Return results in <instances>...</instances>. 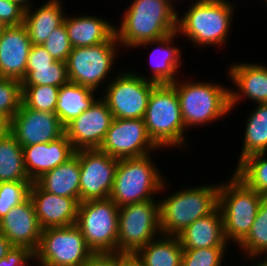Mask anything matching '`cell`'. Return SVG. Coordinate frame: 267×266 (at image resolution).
<instances>
[{
    "label": "cell",
    "mask_w": 267,
    "mask_h": 266,
    "mask_svg": "<svg viewBox=\"0 0 267 266\" xmlns=\"http://www.w3.org/2000/svg\"><path fill=\"white\" fill-rule=\"evenodd\" d=\"M118 161L99 149L79 150L80 202L109 198Z\"/></svg>",
    "instance_id": "obj_14"
},
{
    "label": "cell",
    "mask_w": 267,
    "mask_h": 266,
    "mask_svg": "<svg viewBox=\"0 0 267 266\" xmlns=\"http://www.w3.org/2000/svg\"><path fill=\"white\" fill-rule=\"evenodd\" d=\"M144 121L149 137L160 149L187 148L188 136L185 134L180 101L172 84H157L153 88Z\"/></svg>",
    "instance_id": "obj_6"
},
{
    "label": "cell",
    "mask_w": 267,
    "mask_h": 266,
    "mask_svg": "<svg viewBox=\"0 0 267 266\" xmlns=\"http://www.w3.org/2000/svg\"><path fill=\"white\" fill-rule=\"evenodd\" d=\"M161 150L149 137L144 118H113L99 150L116 159L137 158Z\"/></svg>",
    "instance_id": "obj_13"
},
{
    "label": "cell",
    "mask_w": 267,
    "mask_h": 266,
    "mask_svg": "<svg viewBox=\"0 0 267 266\" xmlns=\"http://www.w3.org/2000/svg\"><path fill=\"white\" fill-rule=\"evenodd\" d=\"M160 235L158 199L119 207L117 252L135 253Z\"/></svg>",
    "instance_id": "obj_11"
},
{
    "label": "cell",
    "mask_w": 267,
    "mask_h": 266,
    "mask_svg": "<svg viewBox=\"0 0 267 266\" xmlns=\"http://www.w3.org/2000/svg\"><path fill=\"white\" fill-rule=\"evenodd\" d=\"M112 120V112L100 96L89 109L65 126V134L76 151L99 149Z\"/></svg>",
    "instance_id": "obj_16"
},
{
    "label": "cell",
    "mask_w": 267,
    "mask_h": 266,
    "mask_svg": "<svg viewBox=\"0 0 267 266\" xmlns=\"http://www.w3.org/2000/svg\"><path fill=\"white\" fill-rule=\"evenodd\" d=\"M69 82L66 62L55 61L52 66L26 70L21 86L51 85L61 87Z\"/></svg>",
    "instance_id": "obj_33"
},
{
    "label": "cell",
    "mask_w": 267,
    "mask_h": 266,
    "mask_svg": "<svg viewBox=\"0 0 267 266\" xmlns=\"http://www.w3.org/2000/svg\"><path fill=\"white\" fill-rule=\"evenodd\" d=\"M42 46H44L54 60L66 62L73 47L71 46L65 24L63 23L53 30Z\"/></svg>",
    "instance_id": "obj_38"
},
{
    "label": "cell",
    "mask_w": 267,
    "mask_h": 266,
    "mask_svg": "<svg viewBox=\"0 0 267 266\" xmlns=\"http://www.w3.org/2000/svg\"><path fill=\"white\" fill-rule=\"evenodd\" d=\"M177 237L183 250L229 247L224 236L223 219L218 207L209 215L190 224Z\"/></svg>",
    "instance_id": "obj_24"
},
{
    "label": "cell",
    "mask_w": 267,
    "mask_h": 266,
    "mask_svg": "<svg viewBox=\"0 0 267 266\" xmlns=\"http://www.w3.org/2000/svg\"><path fill=\"white\" fill-rule=\"evenodd\" d=\"M135 253L146 266H181L183 249L177 236L160 235Z\"/></svg>",
    "instance_id": "obj_28"
},
{
    "label": "cell",
    "mask_w": 267,
    "mask_h": 266,
    "mask_svg": "<svg viewBox=\"0 0 267 266\" xmlns=\"http://www.w3.org/2000/svg\"><path fill=\"white\" fill-rule=\"evenodd\" d=\"M138 73L131 69L119 70L101 92L113 118H144L150 94L157 84Z\"/></svg>",
    "instance_id": "obj_10"
},
{
    "label": "cell",
    "mask_w": 267,
    "mask_h": 266,
    "mask_svg": "<svg viewBox=\"0 0 267 266\" xmlns=\"http://www.w3.org/2000/svg\"><path fill=\"white\" fill-rule=\"evenodd\" d=\"M29 197L42 229L66 227L76 223L79 203L74 198L46 192L35 182L30 186Z\"/></svg>",
    "instance_id": "obj_20"
},
{
    "label": "cell",
    "mask_w": 267,
    "mask_h": 266,
    "mask_svg": "<svg viewBox=\"0 0 267 266\" xmlns=\"http://www.w3.org/2000/svg\"><path fill=\"white\" fill-rule=\"evenodd\" d=\"M54 58L42 45H33L29 51L26 70H35V67L52 66Z\"/></svg>",
    "instance_id": "obj_41"
},
{
    "label": "cell",
    "mask_w": 267,
    "mask_h": 266,
    "mask_svg": "<svg viewBox=\"0 0 267 266\" xmlns=\"http://www.w3.org/2000/svg\"><path fill=\"white\" fill-rule=\"evenodd\" d=\"M174 0H133L115 25L118 43L127 49L176 32L177 4ZM174 5V6H173Z\"/></svg>",
    "instance_id": "obj_1"
},
{
    "label": "cell",
    "mask_w": 267,
    "mask_h": 266,
    "mask_svg": "<svg viewBox=\"0 0 267 266\" xmlns=\"http://www.w3.org/2000/svg\"><path fill=\"white\" fill-rule=\"evenodd\" d=\"M68 15L66 14L63 23L73 48L95 46L115 37L114 22L89 14Z\"/></svg>",
    "instance_id": "obj_23"
},
{
    "label": "cell",
    "mask_w": 267,
    "mask_h": 266,
    "mask_svg": "<svg viewBox=\"0 0 267 266\" xmlns=\"http://www.w3.org/2000/svg\"><path fill=\"white\" fill-rule=\"evenodd\" d=\"M151 153L137 158L119 159L109 198L118 206L155 200L165 193L168 181L159 170ZM158 167V168H157ZM164 177V178H163Z\"/></svg>",
    "instance_id": "obj_5"
},
{
    "label": "cell",
    "mask_w": 267,
    "mask_h": 266,
    "mask_svg": "<svg viewBox=\"0 0 267 266\" xmlns=\"http://www.w3.org/2000/svg\"><path fill=\"white\" fill-rule=\"evenodd\" d=\"M227 247H210L183 250L181 266H222Z\"/></svg>",
    "instance_id": "obj_35"
},
{
    "label": "cell",
    "mask_w": 267,
    "mask_h": 266,
    "mask_svg": "<svg viewBox=\"0 0 267 266\" xmlns=\"http://www.w3.org/2000/svg\"><path fill=\"white\" fill-rule=\"evenodd\" d=\"M249 113L243 135V144L236 166L247 156L267 153V103L255 104Z\"/></svg>",
    "instance_id": "obj_29"
},
{
    "label": "cell",
    "mask_w": 267,
    "mask_h": 266,
    "mask_svg": "<svg viewBox=\"0 0 267 266\" xmlns=\"http://www.w3.org/2000/svg\"><path fill=\"white\" fill-rule=\"evenodd\" d=\"M120 48L116 36L109 42L95 46L72 48L66 61L69 82L94 91L99 87L104 90L115 75V70L114 72L111 70L114 68L113 64L117 60Z\"/></svg>",
    "instance_id": "obj_8"
},
{
    "label": "cell",
    "mask_w": 267,
    "mask_h": 266,
    "mask_svg": "<svg viewBox=\"0 0 267 266\" xmlns=\"http://www.w3.org/2000/svg\"><path fill=\"white\" fill-rule=\"evenodd\" d=\"M42 230L30 197L12 208L0 220V233L13 246L26 247L32 252L38 248Z\"/></svg>",
    "instance_id": "obj_18"
},
{
    "label": "cell",
    "mask_w": 267,
    "mask_h": 266,
    "mask_svg": "<svg viewBox=\"0 0 267 266\" xmlns=\"http://www.w3.org/2000/svg\"><path fill=\"white\" fill-rule=\"evenodd\" d=\"M31 46L24 24L7 26L0 36V77L21 82Z\"/></svg>",
    "instance_id": "obj_19"
},
{
    "label": "cell",
    "mask_w": 267,
    "mask_h": 266,
    "mask_svg": "<svg viewBox=\"0 0 267 266\" xmlns=\"http://www.w3.org/2000/svg\"><path fill=\"white\" fill-rule=\"evenodd\" d=\"M177 36V32H173L164 38L146 41L135 47V49H139V47L155 46V49L152 48L153 50L150 51L149 62L152 70L147 78L148 81L156 84H172L179 79L177 73L183 66V59H181V49L174 45V41H176L174 39L178 38Z\"/></svg>",
    "instance_id": "obj_22"
},
{
    "label": "cell",
    "mask_w": 267,
    "mask_h": 266,
    "mask_svg": "<svg viewBox=\"0 0 267 266\" xmlns=\"http://www.w3.org/2000/svg\"><path fill=\"white\" fill-rule=\"evenodd\" d=\"M81 266H114V253H94Z\"/></svg>",
    "instance_id": "obj_43"
},
{
    "label": "cell",
    "mask_w": 267,
    "mask_h": 266,
    "mask_svg": "<svg viewBox=\"0 0 267 266\" xmlns=\"http://www.w3.org/2000/svg\"><path fill=\"white\" fill-rule=\"evenodd\" d=\"M227 73L228 78L235 85V89L229 88V105L232 112L241 100L247 99L250 102L252 100L255 104L267 103V66L265 64L240 61V63L231 64Z\"/></svg>",
    "instance_id": "obj_17"
},
{
    "label": "cell",
    "mask_w": 267,
    "mask_h": 266,
    "mask_svg": "<svg viewBox=\"0 0 267 266\" xmlns=\"http://www.w3.org/2000/svg\"><path fill=\"white\" fill-rule=\"evenodd\" d=\"M37 264H38V265H37ZM35 265H36V266H46V265H44L43 263L38 262V261H36ZM35 265H34V266H35Z\"/></svg>",
    "instance_id": "obj_49"
},
{
    "label": "cell",
    "mask_w": 267,
    "mask_h": 266,
    "mask_svg": "<svg viewBox=\"0 0 267 266\" xmlns=\"http://www.w3.org/2000/svg\"><path fill=\"white\" fill-rule=\"evenodd\" d=\"M177 80L172 85L180 101V109L185 129L217 122L231 112L229 88L210 81ZM186 80V81H185Z\"/></svg>",
    "instance_id": "obj_4"
},
{
    "label": "cell",
    "mask_w": 267,
    "mask_h": 266,
    "mask_svg": "<svg viewBox=\"0 0 267 266\" xmlns=\"http://www.w3.org/2000/svg\"><path fill=\"white\" fill-rule=\"evenodd\" d=\"M250 188L267 197V154L247 156L233 170Z\"/></svg>",
    "instance_id": "obj_32"
},
{
    "label": "cell",
    "mask_w": 267,
    "mask_h": 266,
    "mask_svg": "<svg viewBox=\"0 0 267 266\" xmlns=\"http://www.w3.org/2000/svg\"><path fill=\"white\" fill-rule=\"evenodd\" d=\"M119 207L110 199L90 200L78 205L75 225L93 253H116Z\"/></svg>",
    "instance_id": "obj_9"
},
{
    "label": "cell",
    "mask_w": 267,
    "mask_h": 266,
    "mask_svg": "<svg viewBox=\"0 0 267 266\" xmlns=\"http://www.w3.org/2000/svg\"><path fill=\"white\" fill-rule=\"evenodd\" d=\"M36 261V252L30 251L26 247L13 246L7 256L0 260V266H32Z\"/></svg>",
    "instance_id": "obj_39"
},
{
    "label": "cell",
    "mask_w": 267,
    "mask_h": 266,
    "mask_svg": "<svg viewBox=\"0 0 267 266\" xmlns=\"http://www.w3.org/2000/svg\"><path fill=\"white\" fill-rule=\"evenodd\" d=\"M22 148L25 171L31 182L67 162L76 152L66 134L51 142Z\"/></svg>",
    "instance_id": "obj_21"
},
{
    "label": "cell",
    "mask_w": 267,
    "mask_h": 266,
    "mask_svg": "<svg viewBox=\"0 0 267 266\" xmlns=\"http://www.w3.org/2000/svg\"><path fill=\"white\" fill-rule=\"evenodd\" d=\"M11 133V120L0 113V139Z\"/></svg>",
    "instance_id": "obj_44"
},
{
    "label": "cell",
    "mask_w": 267,
    "mask_h": 266,
    "mask_svg": "<svg viewBox=\"0 0 267 266\" xmlns=\"http://www.w3.org/2000/svg\"><path fill=\"white\" fill-rule=\"evenodd\" d=\"M59 89L51 85L22 86V103L36 111L55 113Z\"/></svg>",
    "instance_id": "obj_34"
},
{
    "label": "cell",
    "mask_w": 267,
    "mask_h": 266,
    "mask_svg": "<svg viewBox=\"0 0 267 266\" xmlns=\"http://www.w3.org/2000/svg\"><path fill=\"white\" fill-rule=\"evenodd\" d=\"M6 27L7 25L0 20V36L2 35Z\"/></svg>",
    "instance_id": "obj_48"
},
{
    "label": "cell",
    "mask_w": 267,
    "mask_h": 266,
    "mask_svg": "<svg viewBox=\"0 0 267 266\" xmlns=\"http://www.w3.org/2000/svg\"><path fill=\"white\" fill-rule=\"evenodd\" d=\"M232 174L231 179L222 180L219 185L218 208L226 241L238 245L250 232L264 196L250 188L234 172Z\"/></svg>",
    "instance_id": "obj_7"
},
{
    "label": "cell",
    "mask_w": 267,
    "mask_h": 266,
    "mask_svg": "<svg viewBox=\"0 0 267 266\" xmlns=\"http://www.w3.org/2000/svg\"><path fill=\"white\" fill-rule=\"evenodd\" d=\"M97 92L91 88L68 82L62 85L58 92L55 114L66 126L82 112L89 109L98 99Z\"/></svg>",
    "instance_id": "obj_27"
},
{
    "label": "cell",
    "mask_w": 267,
    "mask_h": 266,
    "mask_svg": "<svg viewBox=\"0 0 267 266\" xmlns=\"http://www.w3.org/2000/svg\"><path fill=\"white\" fill-rule=\"evenodd\" d=\"M11 134L22 146L54 141L65 134L55 113L36 111L23 103L11 119Z\"/></svg>",
    "instance_id": "obj_15"
},
{
    "label": "cell",
    "mask_w": 267,
    "mask_h": 266,
    "mask_svg": "<svg viewBox=\"0 0 267 266\" xmlns=\"http://www.w3.org/2000/svg\"><path fill=\"white\" fill-rule=\"evenodd\" d=\"M35 183L46 192L74 198L80 203L79 150L67 162L45 173Z\"/></svg>",
    "instance_id": "obj_26"
},
{
    "label": "cell",
    "mask_w": 267,
    "mask_h": 266,
    "mask_svg": "<svg viewBox=\"0 0 267 266\" xmlns=\"http://www.w3.org/2000/svg\"><path fill=\"white\" fill-rule=\"evenodd\" d=\"M64 7L62 0H47L36 9L33 5L25 11L23 24L33 45H42L52 31L63 24Z\"/></svg>",
    "instance_id": "obj_25"
},
{
    "label": "cell",
    "mask_w": 267,
    "mask_h": 266,
    "mask_svg": "<svg viewBox=\"0 0 267 266\" xmlns=\"http://www.w3.org/2000/svg\"><path fill=\"white\" fill-rule=\"evenodd\" d=\"M251 259H253L255 262L251 263V266H267V256H263V258L261 259V256H257V260L256 256L253 257H246V262L250 261ZM259 260V261H258ZM254 264V265H253Z\"/></svg>",
    "instance_id": "obj_46"
},
{
    "label": "cell",
    "mask_w": 267,
    "mask_h": 266,
    "mask_svg": "<svg viewBox=\"0 0 267 266\" xmlns=\"http://www.w3.org/2000/svg\"><path fill=\"white\" fill-rule=\"evenodd\" d=\"M22 104L21 82L0 77V113L10 120Z\"/></svg>",
    "instance_id": "obj_36"
},
{
    "label": "cell",
    "mask_w": 267,
    "mask_h": 266,
    "mask_svg": "<svg viewBox=\"0 0 267 266\" xmlns=\"http://www.w3.org/2000/svg\"><path fill=\"white\" fill-rule=\"evenodd\" d=\"M12 247L13 245L11 242L2 233H0V260L7 256V253Z\"/></svg>",
    "instance_id": "obj_45"
},
{
    "label": "cell",
    "mask_w": 267,
    "mask_h": 266,
    "mask_svg": "<svg viewBox=\"0 0 267 266\" xmlns=\"http://www.w3.org/2000/svg\"><path fill=\"white\" fill-rule=\"evenodd\" d=\"M237 246L244 257L267 256V197L261 200L250 232Z\"/></svg>",
    "instance_id": "obj_31"
},
{
    "label": "cell",
    "mask_w": 267,
    "mask_h": 266,
    "mask_svg": "<svg viewBox=\"0 0 267 266\" xmlns=\"http://www.w3.org/2000/svg\"><path fill=\"white\" fill-rule=\"evenodd\" d=\"M192 1L184 14H177L178 37L183 35L184 39L199 49L207 46L222 49L223 44L229 42L235 3L230 0Z\"/></svg>",
    "instance_id": "obj_2"
},
{
    "label": "cell",
    "mask_w": 267,
    "mask_h": 266,
    "mask_svg": "<svg viewBox=\"0 0 267 266\" xmlns=\"http://www.w3.org/2000/svg\"><path fill=\"white\" fill-rule=\"evenodd\" d=\"M10 1L18 4L25 11H27L29 8H31L33 6V1H32V4H31L30 0H10Z\"/></svg>",
    "instance_id": "obj_47"
},
{
    "label": "cell",
    "mask_w": 267,
    "mask_h": 266,
    "mask_svg": "<svg viewBox=\"0 0 267 266\" xmlns=\"http://www.w3.org/2000/svg\"><path fill=\"white\" fill-rule=\"evenodd\" d=\"M31 182L23 159V148L10 133L0 139V183Z\"/></svg>",
    "instance_id": "obj_30"
},
{
    "label": "cell",
    "mask_w": 267,
    "mask_h": 266,
    "mask_svg": "<svg viewBox=\"0 0 267 266\" xmlns=\"http://www.w3.org/2000/svg\"><path fill=\"white\" fill-rule=\"evenodd\" d=\"M32 182L0 183V220L6 214L29 197Z\"/></svg>",
    "instance_id": "obj_37"
},
{
    "label": "cell",
    "mask_w": 267,
    "mask_h": 266,
    "mask_svg": "<svg viewBox=\"0 0 267 266\" xmlns=\"http://www.w3.org/2000/svg\"><path fill=\"white\" fill-rule=\"evenodd\" d=\"M25 10L10 0H0V20L7 26L24 23Z\"/></svg>",
    "instance_id": "obj_40"
},
{
    "label": "cell",
    "mask_w": 267,
    "mask_h": 266,
    "mask_svg": "<svg viewBox=\"0 0 267 266\" xmlns=\"http://www.w3.org/2000/svg\"><path fill=\"white\" fill-rule=\"evenodd\" d=\"M219 184L186 186L159 201L161 234L177 236L197 219L212 213L218 207Z\"/></svg>",
    "instance_id": "obj_3"
},
{
    "label": "cell",
    "mask_w": 267,
    "mask_h": 266,
    "mask_svg": "<svg viewBox=\"0 0 267 266\" xmlns=\"http://www.w3.org/2000/svg\"><path fill=\"white\" fill-rule=\"evenodd\" d=\"M35 252L46 266H81L94 254L75 224L43 229Z\"/></svg>",
    "instance_id": "obj_12"
},
{
    "label": "cell",
    "mask_w": 267,
    "mask_h": 266,
    "mask_svg": "<svg viewBox=\"0 0 267 266\" xmlns=\"http://www.w3.org/2000/svg\"><path fill=\"white\" fill-rule=\"evenodd\" d=\"M114 266H142V260L136 253L116 252L114 253Z\"/></svg>",
    "instance_id": "obj_42"
}]
</instances>
